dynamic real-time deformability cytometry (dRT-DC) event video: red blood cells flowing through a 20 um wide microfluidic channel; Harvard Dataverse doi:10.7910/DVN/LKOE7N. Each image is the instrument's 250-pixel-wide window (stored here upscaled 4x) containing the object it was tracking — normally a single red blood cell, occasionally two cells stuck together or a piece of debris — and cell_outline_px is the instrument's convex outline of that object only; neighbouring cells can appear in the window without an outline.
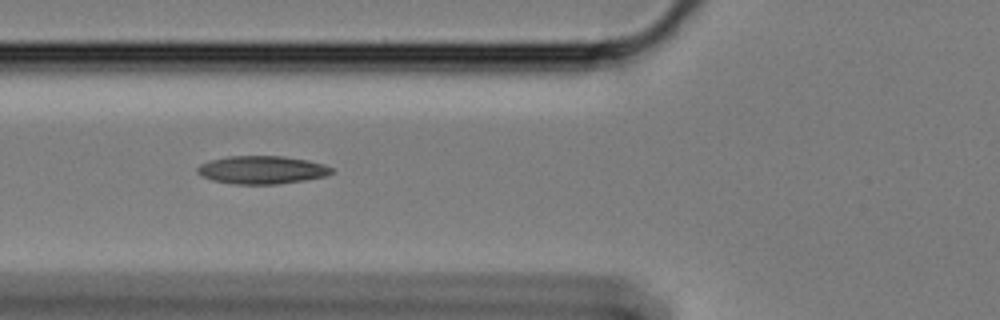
{"species": "Egyptian fruit bat (a non-hibernating species)", "species_latin": "Rousettus aegyptiacus", "temperature_condition": "cold", "stored_images_in_passage": 17, "camera_frame_rate_fps": 3000, "um_per_image_px": 0.085, "animal": {"sex": "female"}, "frame": {"image": 1, "passage_image": 5, "time_ms": 1.333, "image_size_px": [1000, 320], "cell_outline_px": [[332, 172], [328, 176], [304, 180], [276, 184], [232, 184], [212, 180], [196, 172], [196, 168], [200, 164], [212, 160], [228, 156], [284, 156], [308, 160], [324, 164], [332, 168]], "centroid_in_image_um": [22.27, 14.44], "position_along_channel_um": 103.5, "area_um2": 21.91}}
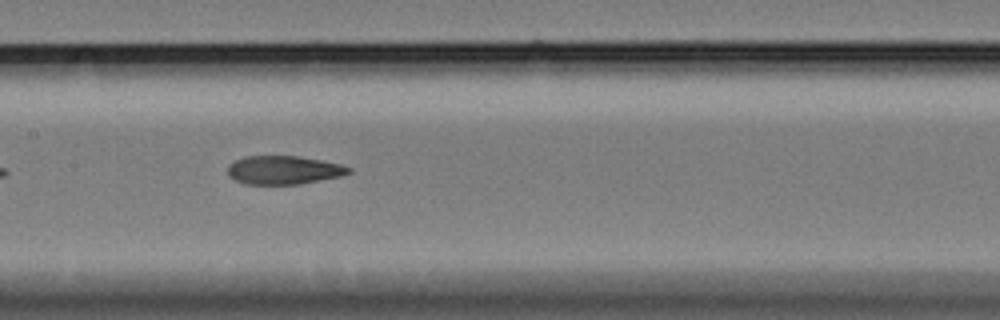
{"frame": {"image": 2, "passage_image": 12, "time_ms": 3.667, "image_size_px": [1000, 320], "cell_outline_px": [[352, 172], [344, 176], [300, 184], [244, 184], [228, 176], [228, 164], [244, 156], [296, 156], [320, 160], [340, 164], [352, 168]], "centroid_in_image_um": [24.13, 14.46], "position_along_channel_um": 183.3, "area_um2": 20.23}}
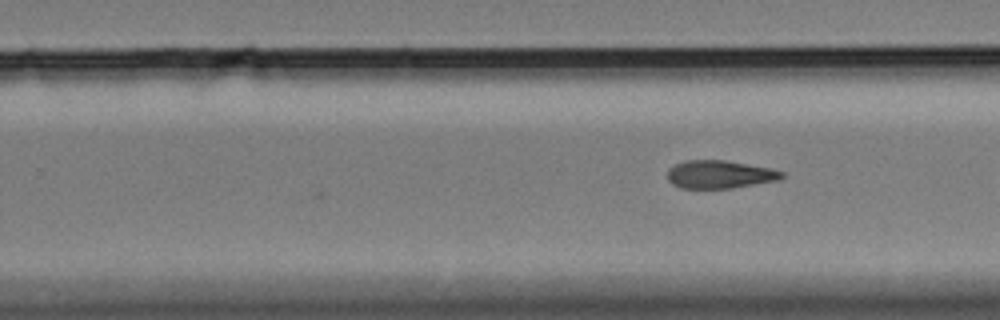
{"frame": {"image": 3, "passage_image": 17, "time_ms": 5.333, "image_size_px": [1000, 320], "cell_outline_px": [[784, 176], [780, 180], [732, 188], [680, 188], [672, 184], [668, 180], [668, 168], [684, 160], [724, 160], [772, 168], [784, 172]], "centroid_in_image_um": [61.19, 14.82], "position_along_channel_um": 268.6, "area_um2": 18.79}}